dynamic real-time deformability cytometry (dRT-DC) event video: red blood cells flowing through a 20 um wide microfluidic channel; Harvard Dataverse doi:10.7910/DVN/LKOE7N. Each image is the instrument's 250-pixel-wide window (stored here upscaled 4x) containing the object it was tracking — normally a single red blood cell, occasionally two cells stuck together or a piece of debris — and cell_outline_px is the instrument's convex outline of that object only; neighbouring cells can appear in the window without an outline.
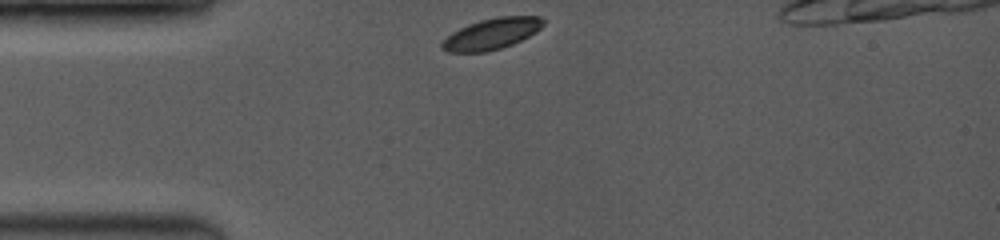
{"species": "common noctule bat (a hibernating species)", "species_latin": "Nyctalus noctula", "temperature_condition": "room temperature", "stored_images_in_passage": 36, "camera_frame_rate_fps": 3500, "um_per_image_px": 0.085, "animal": {"sex": "female", "body_mass_g": 19.0, "forearm_length_mm": 53.3}, "frame": {"image": 1, "passage_image": 1, "time_ms": 0.0, "image_size_px": [1000, 240], "cell_outline_px": [[544, 24], [536, 32], [512, 44], [500, 48], [484, 52], [448, 52], [440, 48], [440, 44], [452, 32], [468, 24], [480, 20], [500, 16], [540, 16], [544, 20]], "centroid_in_image_um": [41.78, 2.87], "position_along_channel_um": 43.2, "area_um2": 18.21}}
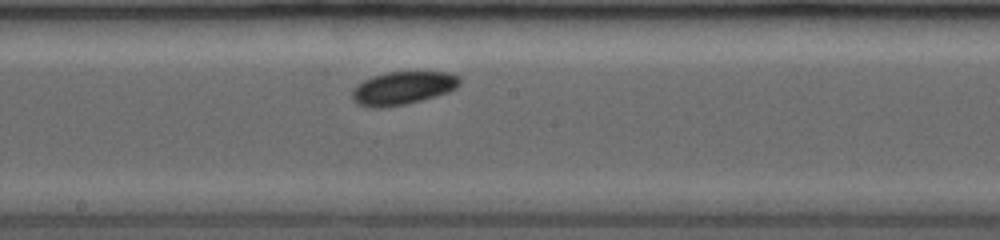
{"frame": {"image": 2, "passage_image": 18, "time_ms": 4.857, "image_size_px": [1000, 240], "cell_outline_px": [[460, 84], [456, 88], [448, 92], [436, 96], [404, 104], [380, 108], [368, 108], [356, 104], [352, 100], [352, 88], [364, 80], [372, 76], [388, 72], [448, 72], [460, 76]], "centroid_in_image_um": [34.21, 7.49], "position_along_channel_um": 214.0, "area_um2": 20.87}}
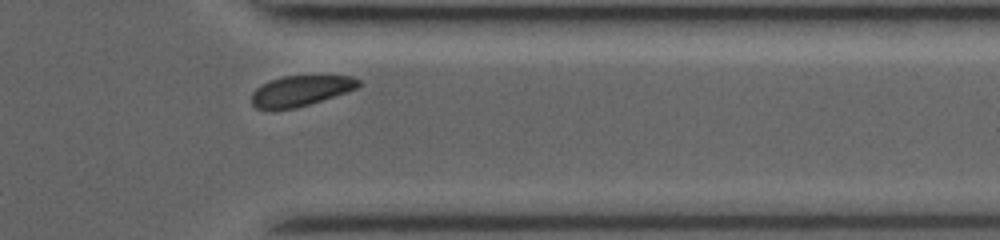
{"frame": {"image": 3, "passage_image": 32, "time_ms": 9.143, "image_size_px": [1000, 240], "cell_outline_px": [[360, 84], [356, 88], [348, 92], [296, 108], [272, 112], [256, 108], [252, 104], [252, 92], [260, 84], [284, 76], [352, 76], [360, 80]], "centroid_in_image_um": [25.5, 7.75], "position_along_channel_um": 385.9, "area_um2": 19.31}, "authors_computed_cell_mechanics": {"area_um2": 20.3745, "velocity_mm_per_s": 3.978, "shape_relaxation_time_tau1_ms": 0.7205, "shape_relaxation_time_tau2_ms": null, "deformation_change_tau1": 0.049, "deformation_change_tau2": null}}